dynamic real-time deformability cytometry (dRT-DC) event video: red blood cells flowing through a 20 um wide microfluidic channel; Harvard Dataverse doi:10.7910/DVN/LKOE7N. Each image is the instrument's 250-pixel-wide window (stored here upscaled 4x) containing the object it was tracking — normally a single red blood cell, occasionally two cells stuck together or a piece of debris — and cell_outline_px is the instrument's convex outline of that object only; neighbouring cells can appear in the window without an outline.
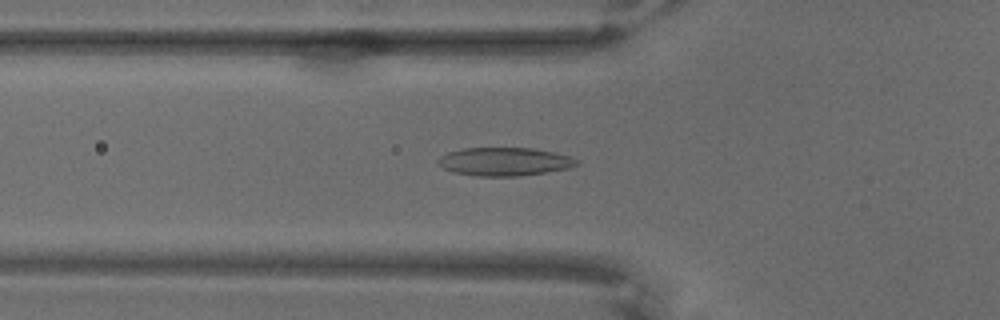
{"species": "common noctule bat (a hibernating species)", "species_latin": "Nyctalus noctula", "temperature_condition": "warm", "stored_images_in_passage": 69, "camera_frame_rate_fps": 3000, "um_per_image_px": 0.085, "animal": {"sex": "male", "body_mass_g": 18.8}, "frame": {"image": 1, "passage_image": 25, "time_ms": 8.0, "image_size_px": [1000, 320], "cell_outline_px": [[580, 164], [568, 168], [520, 176], [476, 176], [452, 172], [436, 164], [436, 160], [440, 156], [448, 152], [464, 148], [532, 148], [572, 156], [580, 160]], "centroid_in_image_um": [42.87, 13.74], "position_along_channel_um": 82.9, "area_um2": 23.0}}
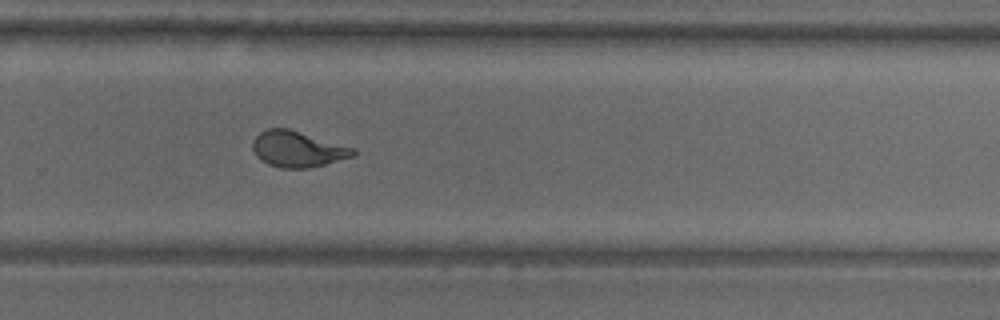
{"frame": {"image": 2, "passage_image": 47, "time_ms": 15.333, "image_size_px": [1000, 320], "cell_outline_px": [[356, 152], [352, 156], [324, 164], [308, 168], [280, 168], [268, 164], [260, 160], [256, 156], [252, 148], [252, 140], [260, 132], [268, 128], [288, 128], [356, 148]], "centroid_in_image_um": [25.26, 12.67], "position_along_channel_um": 304.5, "area_um2": 21.04}}
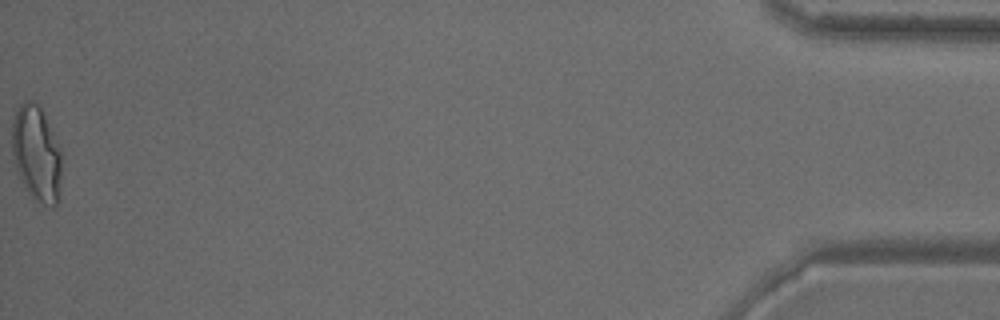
{"frame": {"image": 3, "passage_image": 69, "time_ms": 22.667, "image_size_px": [1000, 320], "cell_outline_px": [[60, 200], [52, 208], [32, 200], [20, 180], [12, 160], [12, 124], [16, 108], [24, 100], [36, 100], [60, 144]], "centroid_in_image_um": [3.09, 13.08], "position_along_channel_um": 432.1, "area_um2": 28.38}}